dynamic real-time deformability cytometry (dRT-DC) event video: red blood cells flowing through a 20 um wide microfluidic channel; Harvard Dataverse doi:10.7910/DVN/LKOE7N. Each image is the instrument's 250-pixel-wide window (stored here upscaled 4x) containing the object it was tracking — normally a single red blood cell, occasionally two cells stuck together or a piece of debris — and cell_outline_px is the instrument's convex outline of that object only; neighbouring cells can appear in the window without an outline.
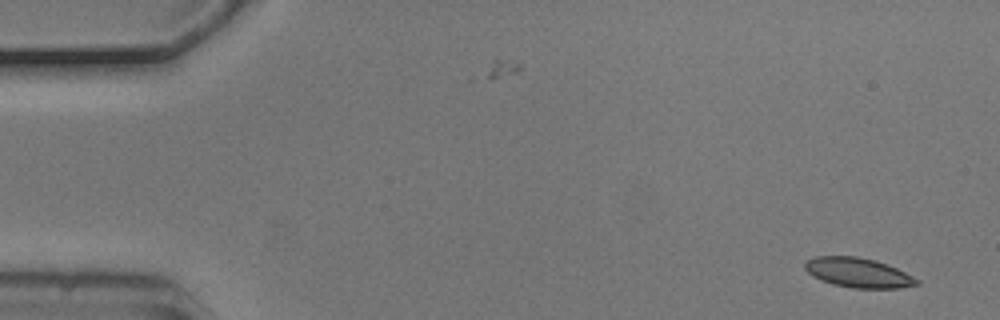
{"species": "common noctule bat (a hibernating species)", "species_latin": "Nyctalus noctula", "temperature_condition": "cold", "stored_images_in_passage": 2, "camera_frame_rate_fps": 3000, "um_per_image_px": 0.085, "animal": {"sex": "male", "body_mass_g": 20.5, "forearm_length_mm": 52.5}, "frame": {"image": 1, "passage_image": 2, "time_ms": 0.333, "image_size_px": [1000, 320], "cell_outline_px": [[920, 284], [900, 288], [852, 288], [832, 284], [820, 280], [812, 276], [804, 268], [804, 264], [808, 260], [816, 256], [856, 256], [872, 260], [896, 268], [920, 280]], "centroid_in_image_um": [72.92, 23.19], "position_along_channel_um": 12.1, "area_um2": 19.19}}